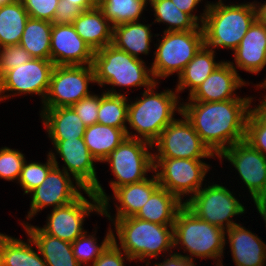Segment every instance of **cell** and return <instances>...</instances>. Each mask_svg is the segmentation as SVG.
I'll use <instances>...</instances> for the list:
<instances>
[{
  "mask_svg": "<svg viewBox=\"0 0 266 266\" xmlns=\"http://www.w3.org/2000/svg\"><path fill=\"white\" fill-rule=\"evenodd\" d=\"M253 99L196 102L182 100V114L208 148L218 156L245 139L246 121Z\"/></svg>",
  "mask_w": 266,
  "mask_h": 266,
  "instance_id": "obj_1",
  "label": "cell"
},
{
  "mask_svg": "<svg viewBox=\"0 0 266 266\" xmlns=\"http://www.w3.org/2000/svg\"><path fill=\"white\" fill-rule=\"evenodd\" d=\"M159 83L155 82L133 101L128 98L127 137L153 144L162 130L175 119V113H182L181 96L169 88L158 93L156 88ZM130 128L134 132H130Z\"/></svg>",
  "mask_w": 266,
  "mask_h": 266,
  "instance_id": "obj_2",
  "label": "cell"
},
{
  "mask_svg": "<svg viewBox=\"0 0 266 266\" xmlns=\"http://www.w3.org/2000/svg\"><path fill=\"white\" fill-rule=\"evenodd\" d=\"M108 220L114 226L112 241L136 263L142 261L149 266L150 258L160 260L159 257L174 252L173 225L156 224L135 216Z\"/></svg>",
  "mask_w": 266,
  "mask_h": 266,
  "instance_id": "obj_3",
  "label": "cell"
},
{
  "mask_svg": "<svg viewBox=\"0 0 266 266\" xmlns=\"http://www.w3.org/2000/svg\"><path fill=\"white\" fill-rule=\"evenodd\" d=\"M92 67L95 83L99 87L112 86L110 89L106 88L105 92L108 94L124 95L121 93L122 88L148 89L156 82L151 67L146 65L145 60L135 58L112 44L94 53ZM114 87H121L120 92Z\"/></svg>",
  "mask_w": 266,
  "mask_h": 266,
  "instance_id": "obj_4",
  "label": "cell"
},
{
  "mask_svg": "<svg viewBox=\"0 0 266 266\" xmlns=\"http://www.w3.org/2000/svg\"><path fill=\"white\" fill-rule=\"evenodd\" d=\"M209 2L202 26L204 45L211 49H230L232 52L256 20L252 2ZM235 3V4H234Z\"/></svg>",
  "mask_w": 266,
  "mask_h": 266,
  "instance_id": "obj_5",
  "label": "cell"
},
{
  "mask_svg": "<svg viewBox=\"0 0 266 266\" xmlns=\"http://www.w3.org/2000/svg\"><path fill=\"white\" fill-rule=\"evenodd\" d=\"M173 237L174 249L178 247L177 250L183 249V253L187 252L185 255L176 251L175 253L194 262L197 257L203 260L212 259L216 266L223 264L226 231L199 219L185 206L177 212Z\"/></svg>",
  "mask_w": 266,
  "mask_h": 266,
  "instance_id": "obj_6",
  "label": "cell"
},
{
  "mask_svg": "<svg viewBox=\"0 0 266 266\" xmlns=\"http://www.w3.org/2000/svg\"><path fill=\"white\" fill-rule=\"evenodd\" d=\"M156 38L158 44L151 64L152 75L156 82L161 78L177 77L204 45L203 30L164 32ZM159 78V79H158Z\"/></svg>",
  "mask_w": 266,
  "mask_h": 266,
  "instance_id": "obj_7",
  "label": "cell"
},
{
  "mask_svg": "<svg viewBox=\"0 0 266 266\" xmlns=\"http://www.w3.org/2000/svg\"><path fill=\"white\" fill-rule=\"evenodd\" d=\"M222 184H205L196 194L185 200L184 206L199 219L227 231L239 224L233 217L243 216L247 211L233 191Z\"/></svg>",
  "mask_w": 266,
  "mask_h": 266,
  "instance_id": "obj_8",
  "label": "cell"
},
{
  "mask_svg": "<svg viewBox=\"0 0 266 266\" xmlns=\"http://www.w3.org/2000/svg\"><path fill=\"white\" fill-rule=\"evenodd\" d=\"M153 145L141 139L126 137L103 163L109 164L115 179L110 180L112 192L123 185L138 183L153 173Z\"/></svg>",
  "mask_w": 266,
  "mask_h": 266,
  "instance_id": "obj_9",
  "label": "cell"
},
{
  "mask_svg": "<svg viewBox=\"0 0 266 266\" xmlns=\"http://www.w3.org/2000/svg\"><path fill=\"white\" fill-rule=\"evenodd\" d=\"M204 159L153 158L158 183L183 203L196 194L212 167Z\"/></svg>",
  "mask_w": 266,
  "mask_h": 266,
  "instance_id": "obj_10",
  "label": "cell"
},
{
  "mask_svg": "<svg viewBox=\"0 0 266 266\" xmlns=\"http://www.w3.org/2000/svg\"><path fill=\"white\" fill-rule=\"evenodd\" d=\"M54 150H49L55 166L62 168L67 174L71 175L86 190L92 192L102 203L109 195L106 194L102 185L98 181L95 163L97 160L88 150L83 138L71 140H51ZM56 152V153H55ZM64 162L60 167L58 157Z\"/></svg>",
  "mask_w": 266,
  "mask_h": 266,
  "instance_id": "obj_11",
  "label": "cell"
},
{
  "mask_svg": "<svg viewBox=\"0 0 266 266\" xmlns=\"http://www.w3.org/2000/svg\"><path fill=\"white\" fill-rule=\"evenodd\" d=\"M161 132L153 145V158L216 159V155L202 141L191 122L180 113Z\"/></svg>",
  "mask_w": 266,
  "mask_h": 266,
  "instance_id": "obj_12",
  "label": "cell"
},
{
  "mask_svg": "<svg viewBox=\"0 0 266 266\" xmlns=\"http://www.w3.org/2000/svg\"><path fill=\"white\" fill-rule=\"evenodd\" d=\"M92 83L95 84L92 65L55 66L41 108L71 107L93 93L89 90Z\"/></svg>",
  "mask_w": 266,
  "mask_h": 266,
  "instance_id": "obj_13",
  "label": "cell"
},
{
  "mask_svg": "<svg viewBox=\"0 0 266 266\" xmlns=\"http://www.w3.org/2000/svg\"><path fill=\"white\" fill-rule=\"evenodd\" d=\"M55 64L51 60L32 58L25 64L6 71L0 77L2 101L15 96L38 95L43 103ZM11 97V98H10Z\"/></svg>",
  "mask_w": 266,
  "mask_h": 266,
  "instance_id": "obj_14",
  "label": "cell"
},
{
  "mask_svg": "<svg viewBox=\"0 0 266 266\" xmlns=\"http://www.w3.org/2000/svg\"><path fill=\"white\" fill-rule=\"evenodd\" d=\"M88 200L83 193L73 202L52 209L47 215L46 223L43 227H39L44 233L52 235L61 240L70 243L80 237L86 230L84 229V221L86 217L95 212L101 215V203L92 190H85Z\"/></svg>",
  "mask_w": 266,
  "mask_h": 266,
  "instance_id": "obj_15",
  "label": "cell"
},
{
  "mask_svg": "<svg viewBox=\"0 0 266 266\" xmlns=\"http://www.w3.org/2000/svg\"><path fill=\"white\" fill-rule=\"evenodd\" d=\"M85 190L71 175L54 165L44 181L29 193L30 210L25 218L28 221L34 219L48 206L52 209L65 206L76 200Z\"/></svg>",
  "mask_w": 266,
  "mask_h": 266,
  "instance_id": "obj_16",
  "label": "cell"
},
{
  "mask_svg": "<svg viewBox=\"0 0 266 266\" xmlns=\"http://www.w3.org/2000/svg\"><path fill=\"white\" fill-rule=\"evenodd\" d=\"M217 159L221 164L226 159L237 170L252 200L266 195V156L248 142L242 140L233 144L223 150Z\"/></svg>",
  "mask_w": 266,
  "mask_h": 266,
  "instance_id": "obj_17",
  "label": "cell"
},
{
  "mask_svg": "<svg viewBox=\"0 0 266 266\" xmlns=\"http://www.w3.org/2000/svg\"><path fill=\"white\" fill-rule=\"evenodd\" d=\"M94 53L78 35L73 24H53L50 60L55 66L92 65Z\"/></svg>",
  "mask_w": 266,
  "mask_h": 266,
  "instance_id": "obj_18",
  "label": "cell"
},
{
  "mask_svg": "<svg viewBox=\"0 0 266 266\" xmlns=\"http://www.w3.org/2000/svg\"><path fill=\"white\" fill-rule=\"evenodd\" d=\"M247 85H250V83L241 78L229 61L223 60L205 81L190 96H187V99L196 102L253 99L252 96L241 97L237 95V89Z\"/></svg>",
  "mask_w": 266,
  "mask_h": 266,
  "instance_id": "obj_19",
  "label": "cell"
},
{
  "mask_svg": "<svg viewBox=\"0 0 266 266\" xmlns=\"http://www.w3.org/2000/svg\"><path fill=\"white\" fill-rule=\"evenodd\" d=\"M145 180L120 186L112 193L113 197L108 196L101 203V216L107 219H123L130 216H135L137 212L148 201L151 194L160 186L155 173ZM113 198V199H112ZM113 200L115 205L116 214L111 215L110 200ZM117 201V203H116Z\"/></svg>",
  "mask_w": 266,
  "mask_h": 266,
  "instance_id": "obj_20",
  "label": "cell"
},
{
  "mask_svg": "<svg viewBox=\"0 0 266 266\" xmlns=\"http://www.w3.org/2000/svg\"><path fill=\"white\" fill-rule=\"evenodd\" d=\"M232 53L235 63H229L237 73H260L266 66V26L255 20Z\"/></svg>",
  "mask_w": 266,
  "mask_h": 266,
  "instance_id": "obj_21",
  "label": "cell"
},
{
  "mask_svg": "<svg viewBox=\"0 0 266 266\" xmlns=\"http://www.w3.org/2000/svg\"><path fill=\"white\" fill-rule=\"evenodd\" d=\"M225 241L236 266H266V243L244 224L228 229Z\"/></svg>",
  "mask_w": 266,
  "mask_h": 266,
  "instance_id": "obj_22",
  "label": "cell"
},
{
  "mask_svg": "<svg viewBox=\"0 0 266 266\" xmlns=\"http://www.w3.org/2000/svg\"><path fill=\"white\" fill-rule=\"evenodd\" d=\"M25 234L29 235L38 248L47 266H81L72 251V244L44 233L39 226L20 222Z\"/></svg>",
  "mask_w": 266,
  "mask_h": 266,
  "instance_id": "obj_23",
  "label": "cell"
},
{
  "mask_svg": "<svg viewBox=\"0 0 266 266\" xmlns=\"http://www.w3.org/2000/svg\"><path fill=\"white\" fill-rule=\"evenodd\" d=\"M41 109L39 114L50 140L83 138L86 125L71 107Z\"/></svg>",
  "mask_w": 266,
  "mask_h": 266,
  "instance_id": "obj_24",
  "label": "cell"
},
{
  "mask_svg": "<svg viewBox=\"0 0 266 266\" xmlns=\"http://www.w3.org/2000/svg\"><path fill=\"white\" fill-rule=\"evenodd\" d=\"M73 26L94 52L112 43L113 26L99 7L83 11Z\"/></svg>",
  "mask_w": 266,
  "mask_h": 266,
  "instance_id": "obj_25",
  "label": "cell"
},
{
  "mask_svg": "<svg viewBox=\"0 0 266 266\" xmlns=\"http://www.w3.org/2000/svg\"><path fill=\"white\" fill-rule=\"evenodd\" d=\"M152 24H143L140 21L127 22L113 27L112 45L124 50L131 56L142 59L139 55H149L151 50Z\"/></svg>",
  "mask_w": 266,
  "mask_h": 266,
  "instance_id": "obj_26",
  "label": "cell"
},
{
  "mask_svg": "<svg viewBox=\"0 0 266 266\" xmlns=\"http://www.w3.org/2000/svg\"><path fill=\"white\" fill-rule=\"evenodd\" d=\"M215 53L216 50L205 45L199 49L177 78L178 83L174 89L178 95L187 89L189 90L188 96H190L214 69L222 63V60L216 62Z\"/></svg>",
  "mask_w": 266,
  "mask_h": 266,
  "instance_id": "obj_27",
  "label": "cell"
},
{
  "mask_svg": "<svg viewBox=\"0 0 266 266\" xmlns=\"http://www.w3.org/2000/svg\"><path fill=\"white\" fill-rule=\"evenodd\" d=\"M27 237L25 242L0 232L1 266H47L32 238Z\"/></svg>",
  "mask_w": 266,
  "mask_h": 266,
  "instance_id": "obj_28",
  "label": "cell"
},
{
  "mask_svg": "<svg viewBox=\"0 0 266 266\" xmlns=\"http://www.w3.org/2000/svg\"><path fill=\"white\" fill-rule=\"evenodd\" d=\"M184 203L174 194L159 186L135 217L162 225H174L177 212Z\"/></svg>",
  "mask_w": 266,
  "mask_h": 266,
  "instance_id": "obj_29",
  "label": "cell"
},
{
  "mask_svg": "<svg viewBox=\"0 0 266 266\" xmlns=\"http://www.w3.org/2000/svg\"><path fill=\"white\" fill-rule=\"evenodd\" d=\"M127 137L123 129L95 123L87 126L84 142L97 162L103 163L108 155Z\"/></svg>",
  "mask_w": 266,
  "mask_h": 266,
  "instance_id": "obj_30",
  "label": "cell"
},
{
  "mask_svg": "<svg viewBox=\"0 0 266 266\" xmlns=\"http://www.w3.org/2000/svg\"><path fill=\"white\" fill-rule=\"evenodd\" d=\"M53 23L30 18L25 24L19 45L33 58L50 60V42Z\"/></svg>",
  "mask_w": 266,
  "mask_h": 266,
  "instance_id": "obj_31",
  "label": "cell"
},
{
  "mask_svg": "<svg viewBox=\"0 0 266 266\" xmlns=\"http://www.w3.org/2000/svg\"><path fill=\"white\" fill-rule=\"evenodd\" d=\"M28 19L21 0L0 6V48L19 44Z\"/></svg>",
  "mask_w": 266,
  "mask_h": 266,
  "instance_id": "obj_32",
  "label": "cell"
},
{
  "mask_svg": "<svg viewBox=\"0 0 266 266\" xmlns=\"http://www.w3.org/2000/svg\"><path fill=\"white\" fill-rule=\"evenodd\" d=\"M148 2L155 17L152 23L166 24L164 32L203 30L189 14L178 9L172 0H148Z\"/></svg>",
  "mask_w": 266,
  "mask_h": 266,
  "instance_id": "obj_33",
  "label": "cell"
},
{
  "mask_svg": "<svg viewBox=\"0 0 266 266\" xmlns=\"http://www.w3.org/2000/svg\"><path fill=\"white\" fill-rule=\"evenodd\" d=\"M147 4L148 0H100L99 8L114 27L140 21Z\"/></svg>",
  "mask_w": 266,
  "mask_h": 266,
  "instance_id": "obj_34",
  "label": "cell"
},
{
  "mask_svg": "<svg viewBox=\"0 0 266 266\" xmlns=\"http://www.w3.org/2000/svg\"><path fill=\"white\" fill-rule=\"evenodd\" d=\"M126 95H113L103 91L100 95L97 123L120 128L126 132L128 114Z\"/></svg>",
  "mask_w": 266,
  "mask_h": 266,
  "instance_id": "obj_35",
  "label": "cell"
},
{
  "mask_svg": "<svg viewBox=\"0 0 266 266\" xmlns=\"http://www.w3.org/2000/svg\"><path fill=\"white\" fill-rule=\"evenodd\" d=\"M109 224L108 232H106L104 239L99 244L95 231L91 233L85 231L80 237L76 238L72 242V251L74 257L81 266H91L96 259L103 253V251L108 247L112 242V228ZM92 261V262H91Z\"/></svg>",
  "mask_w": 266,
  "mask_h": 266,
  "instance_id": "obj_36",
  "label": "cell"
},
{
  "mask_svg": "<svg viewBox=\"0 0 266 266\" xmlns=\"http://www.w3.org/2000/svg\"><path fill=\"white\" fill-rule=\"evenodd\" d=\"M54 162L47 153V160L45 163L32 162L27 160L24 162L20 177L16 183L22 187L25 194H29L33 189L38 187L46 178L50 169L54 166Z\"/></svg>",
  "mask_w": 266,
  "mask_h": 266,
  "instance_id": "obj_37",
  "label": "cell"
},
{
  "mask_svg": "<svg viewBox=\"0 0 266 266\" xmlns=\"http://www.w3.org/2000/svg\"><path fill=\"white\" fill-rule=\"evenodd\" d=\"M26 156L18 149L0 148V179L18 181Z\"/></svg>",
  "mask_w": 266,
  "mask_h": 266,
  "instance_id": "obj_38",
  "label": "cell"
},
{
  "mask_svg": "<svg viewBox=\"0 0 266 266\" xmlns=\"http://www.w3.org/2000/svg\"><path fill=\"white\" fill-rule=\"evenodd\" d=\"M244 140L266 156V122L252 108L247 117Z\"/></svg>",
  "mask_w": 266,
  "mask_h": 266,
  "instance_id": "obj_39",
  "label": "cell"
},
{
  "mask_svg": "<svg viewBox=\"0 0 266 266\" xmlns=\"http://www.w3.org/2000/svg\"><path fill=\"white\" fill-rule=\"evenodd\" d=\"M33 57L21 45H9L0 48V77L8 70L25 64Z\"/></svg>",
  "mask_w": 266,
  "mask_h": 266,
  "instance_id": "obj_40",
  "label": "cell"
},
{
  "mask_svg": "<svg viewBox=\"0 0 266 266\" xmlns=\"http://www.w3.org/2000/svg\"><path fill=\"white\" fill-rule=\"evenodd\" d=\"M99 105L100 95L93 92L90 96L76 102L71 108L87 127L97 123Z\"/></svg>",
  "mask_w": 266,
  "mask_h": 266,
  "instance_id": "obj_41",
  "label": "cell"
},
{
  "mask_svg": "<svg viewBox=\"0 0 266 266\" xmlns=\"http://www.w3.org/2000/svg\"><path fill=\"white\" fill-rule=\"evenodd\" d=\"M30 18L53 22L59 0H21Z\"/></svg>",
  "mask_w": 266,
  "mask_h": 266,
  "instance_id": "obj_42",
  "label": "cell"
},
{
  "mask_svg": "<svg viewBox=\"0 0 266 266\" xmlns=\"http://www.w3.org/2000/svg\"><path fill=\"white\" fill-rule=\"evenodd\" d=\"M125 260L133 261L112 241L91 266H125Z\"/></svg>",
  "mask_w": 266,
  "mask_h": 266,
  "instance_id": "obj_43",
  "label": "cell"
},
{
  "mask_svg": "<svg viewBox=\"0 0 266 266\" xmlns=\"http://www.w3.org/2000/svg\"><path fill=\"white\" fill-rule=\"evenodd\" d=\"M83 10L76 5L59 0L53 24H73Z\"/></svg>",
  "mask_w": 266,
  "mask_h": 266,
  "instance_id": "obj_44",
  "label": "cell"
},
{
  "mask_svg": "<svg viewBox=\"0 0 266 266\" xmlns=\"http://www.w3.org/2000/svg\"><path fill=\"white\" fill-rule=\"evenodd\" d=\"M203 0H172L175 6L180 9L182 12L189 14L199 25L203 24L206 10L209 4V1L205 3L203 12L199 15L195 14L194 11H197V6L202 3Z\"/></svg>",
  "mask_w": 266,
  "mask_h": 266,
  "instance_id": "obj_45",
  "label": "cell"
},
{
  "mask_svg": "<svg viewBox=\"0 0 266 266\" xmlns=\"http://www.w3.org/2000/svg\"><path fill=\"white\" fill-rule=\"evenodd\" d=\"M162 262H156L153 266H196L194 261H190L184 256L175 252L163 257Z\"/></svg>",
  "mask_w": 266,
  "mask_h": 266,
  "instance_id": "obj_46",
  "label": "cell"
},
{
  "mask_svg": "<svg viewBox=\"0 0 266 266\" xmlns=\"http://www.w3.org/2000/svg\"><path fill=\"white\" fill-rule=\"evenodd\" d=\"M100 0H64V3L79 6L83 11L99 7Z\"/></svg>",
  "mask_w": 266,
  "mask_h": 266,
  "instance_id": "obj_47",
  "label": "cell"
},
{
  "mask_svg": "<svg viewBox=\"0 0 266 266\" xmlns=\"http://www.w3.org/2000/svg\"><path fill=\"white\" fill-rule=\"evenodd\" d=\"M253 5L255 8L256 20L266 26V1L262 3L261 1L257 2L254 0Z\"/></svg>",
  "mask_w": 266,
  "mask_h": 266,
  "instance_id": "obj_48",
  "label": "cell"
},
{
  "mask_svg": "<svg viewBox=\"0 0 266 266\" xmlns=\"http://www.w3.org/2000/svg\"><path fill=\"white\" fill-rule=\"evenodd\" d=\"M253 202L254 206H256L255 208L257 209V212L262 217L266 227V195L254 199Z\"/></svg>",
  "mask_w": 266,
  "mask_h": 266,
  "instance_id": "obj_49",
  "label": "cell"
},
{
  "mask_svg": "<svg viewBox=\"0 0 266 266\" xmlns=\"http://www.w3.org/2000/svg\"><path fill=\"white\" fill-rule=\"evenodd\" d=\"M259 98V104L252 105V109L266 122V94L264 93L263 99ZM254 106V107H253Z\"/></svg>",
  "mask_w": 266,
  "mask_h": 266,
  "instance_id": "obj_50",
  "label": "cell"
},
{
  "mask_svg": "<svg viewBox=\"0 0 266 266\" xmlns=\"http://www.w3.org/2000/svg\"><path fill=\"white\" fill-rule=\"evenodd\" d=\"M256 88H264L266 86V78H264V81L257 83L256 85L253 84Z\"/></svg>",
  "mask_w": 266,
  "mask_h": 266,
  "instance_id": "obj_51",
  "label": "cell"
},
{
  "mask_svg": "<svg viewBox=\"0 0 266 266\" xmlns=\"http://www.w3.org/2000/svg\"><path fill=\"white\" fill-rule=\"evenodd\" d=\"M15 1H17V0H0V6L15 2Z\"/></svg>",
  "mask_w": 266,
  "mask_h": 266,
  "instance_id": "obj_52",
  "label": "cell"
},
{
  "mask_svg": "<svg viewBox=\"0 0 266 266\" xmlns=\"http://www.w3.org/2000/svg\"><path fill=\"white\" fill-rule=\"evenodd\" d=\"M259 89H263V90L265 89L266 90V86L264 88H256V90H259Z\"/></svg>",
  "mask_w": 266,
  "mask_h": 266,
  "instance_id": "obj_53",
  "label": "cell"
}]
</instances>
